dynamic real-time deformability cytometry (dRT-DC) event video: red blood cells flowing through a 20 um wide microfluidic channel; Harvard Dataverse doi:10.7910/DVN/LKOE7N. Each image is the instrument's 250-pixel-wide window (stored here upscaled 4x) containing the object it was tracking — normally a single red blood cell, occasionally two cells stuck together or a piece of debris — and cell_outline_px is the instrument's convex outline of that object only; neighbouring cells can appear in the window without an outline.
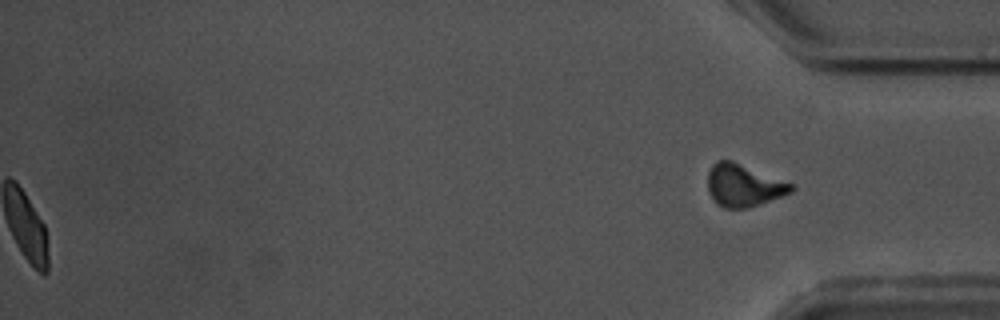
{"species": "common noctule bat (a hibernating species)", "species_latin": "Nyctalus noctula", "temperature_condition": "warm", "stored_images_in_passage": 59, "segment_of_instrument_passage": [2, 2], "camera_frame_rate_fps": 3000, "um_per_image_px": 0.085, "animal": {"sex": "male", "body_mass_g": 17.5, "forearm_length_mm": 52.3}, "frame": {"image": 1, "passage_image": 59, "time_ms": 19.333, "image_size_px": [1000, 320], "cell_outline_px": [[796, 188], [792, 192], [760, 204], [748, 208], [724, 208], [716, 204], [708, 192], [708, 172], [712, 164], [716, 160], [732, 160], [792, 184]], "centroid_in_image_um": [63.17, 15.76], "position_along_channel_um": 372.0, "area_um2": 20.58}}